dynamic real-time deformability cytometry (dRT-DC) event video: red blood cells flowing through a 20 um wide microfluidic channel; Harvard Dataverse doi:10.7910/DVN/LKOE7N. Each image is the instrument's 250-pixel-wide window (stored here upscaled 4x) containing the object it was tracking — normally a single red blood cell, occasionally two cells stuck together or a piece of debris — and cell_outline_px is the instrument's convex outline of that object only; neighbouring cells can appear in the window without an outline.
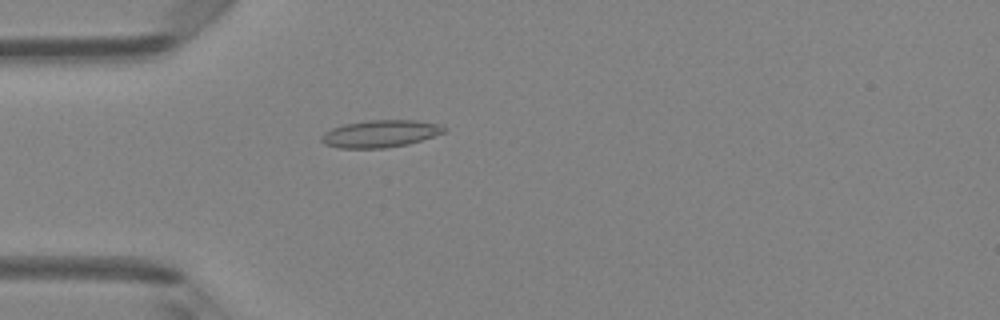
{"species": "Egyptian fruit bat (a non-hibernating species)", "species_latin": "Rousettus aegyptiacus", "temperature_condition": "room temperature", "stored_images_in_passage": 3, "camera_frame_rate_fps": 3000, "um_per_image_px": 0.085, "animal": {"sex": "female"}, "frame": {"image": 1, "passage_image": 3, "time_ms": 0.667, "image_size_px": [1000, 320], "cell_outline_px": [[448, 128], [444, 132], [408, 144], [384, 148], [340, 148], [324, 144], [320, 140], [320, 136], [324, 132], [332, 128], [344, 124], [368, 120], [416, 120], [440, 124]], "centroid_in_image_um": [32.3, 11.36], "position_along_channel_um": 52.7, "area_um2": 19.48}}